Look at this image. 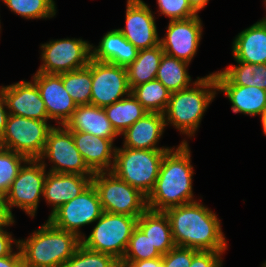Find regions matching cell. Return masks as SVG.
Here are the masks:
<instances>
[{"label":"cell","mask_w":266,"mask_h":267,"mask_svg":"<svg viewBox=\"0 0 266 267\" xmlns=\"http://www.w3.org/2000/svg\"><path fill=\"white\" fill-rule=\"evenodd\" d=\"M176 246L198 251H225L227 241L217 215L203 204L192 203L166 209Z\"/></svg>","instance_id":"1"},{"label":"cell","mask_w":266,"mask_h":267,"mask_svg":"<svg viewBox=\"0 0 266 267\" xmlns=\"http://www.w3.org/2000/svg\"><path fill=\"white\" fill-rule=\"evenodd\" d=\"M192 175L189 145L183 140L176 150L172 148L165 153L155 185L146 197L147 209L165 211L195 202Z\"/></svg>","instance_id":"2"},{"label":"cell","mask_w":266,"mask_h":267,"mask_svg":"<svg viewBox=\"0 0 266 267\" xmlns=\"http://www.w3.org/2000/svg\"><path fill=\"white\" fill-rule=\"evenodd\" d=\"M81 244L76 234L55 227L49 220L26 240H18L23 267H62Z\"/></svg>","instance_id":"3"},{"label":"cell","mask_w":266,"mask_h":267,"mask_svg":"<svg viewBox=\"0 0 266 267\" xmlns=\"http://www.w3.org/2000/svg\"><path fill=\"white\" fill-rule=\"evenodd\" d=\"M194 88L172 92L165 112V125L171 123L186 136H193L202 116L215 98L217 81L214 73L197 78ZM168 122V123H167Z\"/></svg>","instance_id":"4"},{"label":"cell","mask_w":266,"mask_h":267,"mask_svg":"<svg viewBox=\"0 0 266 267\" xmlns=\"http://www.w3.org/2000/svg\"><path fill=\"white\" fill-rule=\"evenodd\" d=\"M167 151L116 148L111 172L147 197L155 185L162 159Z\"/></svg>","instance_id":"5"},{"label":"cell","mask_w":266,"mask_h":267,"mask_svg":"<svg viewBox=\"0 0 266 267\" xmlns=\"http://www.w3.org/2000/svg\"><path fill=\"white\" fill-rule=\"evenodd\" d=\"M138 218L103 212L90 235L86 238L83 234L81 244L88 249L110 254L121 261Z\"/></svg>","instance_id":"6"},{"label":"cell","mask_w":266,"mask_h":267,"mask_svg":"<svg viewBox=\"0 0 266 267\" xmlns=\"http://www.w3.org/2000/svg\"><path fill=\"white\" fill-rule=\"evenodd\" d=\"M92 184L104 212L140 217L147 209L146 196L113 172H95Z\"/></svg>","instance_id":"7"},{"label":"cell","mask_w":266,"mask_h":267,"mask_svg":"<svg viewBox=\"0 0 266 267\" xmlns=\"http://www.w3.org/2000/svg\"><path fill=\"white\" fill-rule=\"evenodd\" d=\"M52 127L47 121L9 114L0 138L1 147L21 154L28 160L40 159Z\"/></svg>","instance_id":"8"},{"label":"cell","mask_w":266,"mask_h":267,"mask_svg":"<svg viewBox=\"0 0 266 267\" xmlns=\"http://www.w3.org/2000/svg\"><path fill=\"white\" fill-rule=\"evenodd\" d=\"M44 162L39 159H29L20 168L10 190L5 195L7 210L12 217L11 208L15 206L24 210L31 217L35 216L46 181V163ZM25 164L29 166H25Z\"/></svg>","instance_id":"9"},{"label":"cell","mask_w":266,"mask_h":267,"mask_svg":"<svg viewBox=\"0 0 266 267\" xmlns=\"http://www.w3.org/2000/svg\"><path fill=\"white\" fill-rule=\"evenodd\" d=\"M94 46L82 39H60L42 44L39 73L61 74L88 66Z\"/></svg>","instance_id":"10"},{"label":"cell","mask_w":266,"mask_h":267,"mask_svg":"<svg viewBox=\"0 0 266 267\" xmlns=\"http://www.w3.org/2000/svg\"><path fill=\"white\" fill-rule=\"evenodd\" d=\"M48 158L53 165L49 172L93 175L85 164L81 153L74 143L71 131L65 126H53L48 133L47 141L40 161Z\"/></svg>","instance_id":"11"},{"label":"cell","mask_w":266,"mask_h":267,"mask_svg":"<svg viewBox=\"0 0 266 267\" xmlns=\"http://www.w3.org/2000/svg\"><path fill=\"white\" fill-rule=\"evenodd\" d=\"M103 212L97 190L91 184L82 194L61 205L48 220L55 227L82 238L79 228L96 222Z\"/></svg>","instance_id":"12"},{"label":"cell","mask_w":266,"mask_h":267,"mask_svg":"<svg viewBox=\"0 0 266 267\" xmlns=\"http://www.w3.org/2000/svg\"><path fill=\"white\" fill-rule=\"evenodd\" d=\"M130 93L126 67L92 59L91 104L104 108Z\"/></svg>","instance_id":"13"},{"label":"cell","mask_w":266,"mask_h":267,"mask_svg":"<svg viewBox=\"0 0 266 267\" xmlns=\"http://www.w3.org/2000/svg\"><path fill=\"white\" fill-rule=\"evenodd\" d=\"M202 27L198 15L185 20H170L166 37L159 39L164 54L190 63L197 52Z\"/></svg>","instance_id":"14"},{"label":"cell","mask_w":266,"mask_h":267,"mask_svg":"<svg viewBox=\"0 0 266 267\" xmlns=\"http://www.w3.org/2000/svg\"><path fill=\"white\" fill-rule=\"evenodd\" d=\"M126 27L118 29L138 50L159 45L154 15L142 0H127Z\"/></svg>","instance_id":"15"},{"label":"cell","mask_w":266,"mask_h":267,"mask_svg":"<svg viewBox=\"0 0 266 267\" xmlns=\"http://www.w3.org/2000/svg\"><path fill=\"white\" fill-rule=\"evenodd\" d=\"M32 81L44 101L48 118L58 120L59 125H65L76 110L77 104L65 90L61 74L36 72Z\"/></svg>","instance_id":"16"},{"label":"cell","mask_w":266,"mask_h":267,"mask_svg":"<svg viewBox=\"0 0 266 267\" xmlns=\"http://www.w3.org/2000/svg\"><path fill=\"white\" fill-rule=\"evenodd\" d=\"M3 91L9 114L41 121L49 120L44 101L33 81L3 86Z\"/></svg>","instance_id":"17"},{"label":"cell","mask_w":266,"mask_h":267,"mask_svg":"<svg viewBox=\"0 0 266 267\" xmlns=\"http://www.w3.org/2000/svg\"><path fill=\"white\" fill-rule=\"evenodd\" d=\"M93 175L47 172L43 197L53 206L54 213L61 205L82 194L91 184Z\"/></svg>","instance_id":"18"},{"label":"cell","mask_w":266,"mask_h":267,"mask_svg":"<svg viewBox=\"0 0 266 267\" xmlns=\"http://www.w3.org/2000/svg\"><path fill=\"white\" fill-rule=\"evenodd\" d=\"M71 133L75 146L81 153L85 164L93 173L113 169L116 148L113 147L111 139H104L87 132Z\"/></svg>","instance_id":"19"},{"label":"cell","mask_w":266,"mask_h":267,"mask_svg":"<svg viewBox=\"0 0 266 267\" xmlns=\"http://www.w3.org/2000/svg\"><path fill=\"white\" fill-rule=\"evenodd\" d=\"M164 115L147 112L121 135L124 136L123 147L132 149L170 150L169 147H156L165 128Z\"/></svg>","instance_id":"20"},{"label":"cell","mask_w":266,"mask_h":267,"mask_svg":"<svg viewBox=\"0 0 266 267\" xmlns=\"http://www.w3.org/2000/svg\"><path fill=\"white\" fill-rule=\"evenodd\" d=\"M232 45L236 61L266 64V17L241 31Z\"/></svg>","instance_id":"21"},{"label":"cell","mask_w":266,"mask_h":267,"mask_svg":"<svg viewBox=\"0 0 266 267\" xmlns=\"http://www.w3.org/2000/svg\"><path fill=\"white\" fill-rule=\"evenodd\" d=\"M65 126L71 132H87L112 141L119 135L112 127L104 108L93 104L77 105Z\"/></svg>","instance_id":"22"},{"label":"cell","mask_w":266,"mask_h":267,"mask_svg":"<svg viewBox=\"0 0 266 267\" xmlns=\"http://www.w3.org/2000/svg\"><path fill=\"white\" fill-rule=\"evenodd\" d=\"M91 51L93 60L123 67L131 64L139 52L118 29L107 32L99 42V46Z\"/></svg>","instance_id":"23"},{"label":"cell","mask_w":266,"mask_h":267,"mask_svg":"<svg viewBox=\"0 0 266 267\" xmlns=\"http://www.w3.org/2000/svg\"><path fill=\"white\" fill-rule=\"evenodd\" d=\"M232 103L234 113L250 116L262 115L266 111V90L256 86L217 85Z\"/></svg>","instance_id":"24"},{"label":"cell","mask_w":266,"mask_h":267,"mask_svg":"<svg viewBox=\"0 0 266 267\" xmlns=\"http://www.w3.org/2000/svg\"><path fill=\"white\" fill-rule=\"evenodd\" d=\"M137 226L146 234L161 255H165L176 246L168 216L164 211L146 209L137 219Z\"/></svg>","instance_id":"25"},{"label":"cell","mask_w":266,"mask_h":267,"mask_svg":"<svg viewBox=\"0 0 266 267\" xmlns=\"http://www.w3.org/2000/svg\"><path fill=\"white\" fill-rule=\"evenodd\" d=\"M236 62L238 65L214 73L217 85L256 86L266 90V64Z\"/></svg>","instance_id":"26"},{"label":"cell","mask_w":266,"mask_h":267,"mask_svg":"<svg viewBox=\"0 0 266 267\" xmlns=\"http://www.w3.org/2000/svg\"><path fill=\"white\" fill-rule=\"evenodd\" d=\"M164 51L161 45L139 50L137 58L126 67L130 90L156 78Z\"/></svg>","instance_id":"27"},{"label":"cell","mask_w":266,"mask_h":267,"mask_svg":"<svg viewBox=\"0 0 266 267\" xmlns=\"http://www.w3.org/2000/svg\"><path fill=\"white\" fill-rule=\"evenodd\" d=\"M104 110L112 127L119 135L147 113L132 93L111 105L105 106Z\"/></svg>","instance_id":"28"},{"label":"cell","mask_w":266,"mask_h":267,"mask_svg":"<svg viewBox=\"0 0 266 267\" xmlns=\"http://www.w3.org/2000/svg\"><path fill=\"white\" fill-rule=\"evenodd\" d=\"M189 63L163 54L157 70L156 78L171 93L189 88L191 77L188 75Z\"/></svg>","instance_id":"29"},{"label":"cell","mask_w":266,"mask_h":267,"mask_svg":"<svg viewBox=\"0 0 266 267\" xmlns=\"http://www.w3.org/2000/svg\"><path fill=\"white\" fill-rule=\"evenodd\" d=\"M65 90L77 105L91 104L92 58L88 66L61 73Z\"/></svg>","instance_id":"30"},{"label":"cell","mask_w":266,"mask_h":267,"mask_svg":"<svg viewBox=\"0 0 266 267\" xmlns=\"http://www.w3.org/2000/svg\"><path fill=\"white\" fill-rule=\"evenodd\" d=\"M131 93L147 112L163 114L171 92L157 79L135 86Z\"/></svg>","instance_id":"31"},{"label":"cell","mask_w":266,"mask_h":267,"mask_svg":"<svg viewBox=\"0 0 266 267\" xmlns=\"http://www.w3.org/2000/svg\"><path fill=\"white\" fill-rule=\"evenodd\" d=\"M9 9L26 19L50 18L56 14L53 0H2Z\"/></svg>","instance_id":"32"},{"label":"cell","mask_w":266,"mask_h":267,"mask_svg":"<svg viewBox=\"0 0 266 267\" xmlns=\"http://www.w3.org/2000/svg\"><path fill=\"white\" fill-rule=\"evenodd\" d=\"M162 257L146 234L136 226L120 262H133Z\"/></svg>","instance_id":"33"},{"label":"cell","mask_w":266,"mask_h":267,"mask_svg":"<svg viewBox=\"0 0 266 267\" xmlns=\"http://www.w3.org/2000/svg\"><path fill=\"white\" fill-rule=\"evenodd\" d=\"M62 267H120V261L110 254L94 251L80 244Z\"/></svg>","instance_id":"34"},{"label":"cell","mask_w":266,"mask_h":267,"mask_svg":"<svg viewBox=\"0 0 266 267\" xmlns=\"http://www.w3.org/2000/svg\"><path fill=\"white\" fill-rule=\"evenodd\" d=\"M28 159L12 150L0 147V192L6 195L17 177L21 163Z\"/></svg>","instance_id":"35"},{"label":"cell","mask_w":266,"mask_h":267,"mask_svg":"<svg viewBox=\"0 0 266 267\" xmlns=\"http://www.w3.org/2000/svg\"><path fill=\"white\" fill-rule=\"evenodd\" d=\"M160 14L170 18V20H185L192 18L196 13L187 0H157Z\"/></svg>","instance_id":"36"},{"label":"cell","mask_w":266,"mask_h":267,"mask_svg":"<svg viewBox=\"0 0 266 267\" xmlns=\"http://www.w3.org/2000/svg\"><path fill=\"white\" fill-rule=\"evenodd\" d=\"M198 250L175 246L165 255H162L163 267H190L192 258Z\"/></svg>","instance_id":"37"},{"label":"cell","mask_w":266,"mask_h":267,"mask_svg":"<svg viewBox=\"0 0 266 267\" xmlns=\"http://www.w3.org/2000/svg\"><path fill=\"white\" fill-rule=\"evenodd\" d=\"M225 251H199L193 258L190 267H221V255Z\"/></svg>","instance_id":"38"},{"label":"cell","mask_w":266,"mask_h":267,"mask_svg":"<svg viewBox=\"0 0 266 267\" xmlns=\"http://www.w3.org/2000/svg\"><path fill=\"white\" fill-rule=\"evenodd\" d=\"M13 220L11 223L0 226V258L8 256L13 252L12 242H15L16 247L18 246V241L14 240L10 233L4 230V227L10 226L14 223Z\"/></svg>","instance_id":"39"},{"label":"cell","mask_w":266,"mask_h":267,"mask_svg":"<svg viewBox=\"0 0 266 267\" xmlns=\"http://www.w3.org/2000/svg\"><path fill=\"white\" fill-rule=\"evenodd\" d=\"M120 267H163L162 257L133 262H120Z\"/></svg>","instance_id":"40"},{"label":"cell","mask_w":266,"mask_h":267,"mask_svg":"<svg viewBox=\"0 0 266 267\" xmlns=\"http://www.w3.org/2000/svg\"><path fill=\"white\" fill-rule=\"evenodd\" d=\"M0 267H23L22 265V255L19 252L11 253L8 256L0 258Z\"/></svg>","instance_id":"41"},{"label":"cell","mask_w":266,"mask_h":267,"mask_svg":"<svg viewBox=\"0 0 266 267\" xmlns=\"http://www.w3.org/2000/svg\"><path fill=\"white\" fill-rule=\"evenodd\" d=\"M5 107L7 108V103L2 86L0 88V138L5 131L7 118L9 116V112L5 110Z\"/></svg>","instance_id":"42"},{"label":"cell","mask_w":266,"mask_h":267,"mask_svg":"<svg viewBox=\"0 0 266 267\" xmlns=\"http://www.w3.org/2000/svg\"><path fill=\"white\" fill-rule=\"evenodd\" d=\"M14 217L10 215L6 206V197L0 192V226L11 223Z\"/></svg>","instance_id":"43"},{"label":"cell","mask_w":266,"mask_h":267,"mask_svg":"<svg viewBox=\"0 0 266 267\" xmlns=\"http://www.w3.org/2000/svg\"><path fill=\"white\" fill-rule=\"evenodd\" d=\"M191 8L197 13L202 10L209 0H187Z\"/></svg>","instance_id":"44"},{"label":"cell","mask_w":266,"mask_h":267,"mask_svg":"<svg viewBox=\"0 0 266 267\" xmlns=\"http://www.w3.org/2000/svg\"><path fill=\"white\" fill-rule=\"evenodd\" d=\"M261 116V122H262V127H263V132L266 135V111L260 115Z\"/></svg>","instance_id":"45"}]
</instances>
